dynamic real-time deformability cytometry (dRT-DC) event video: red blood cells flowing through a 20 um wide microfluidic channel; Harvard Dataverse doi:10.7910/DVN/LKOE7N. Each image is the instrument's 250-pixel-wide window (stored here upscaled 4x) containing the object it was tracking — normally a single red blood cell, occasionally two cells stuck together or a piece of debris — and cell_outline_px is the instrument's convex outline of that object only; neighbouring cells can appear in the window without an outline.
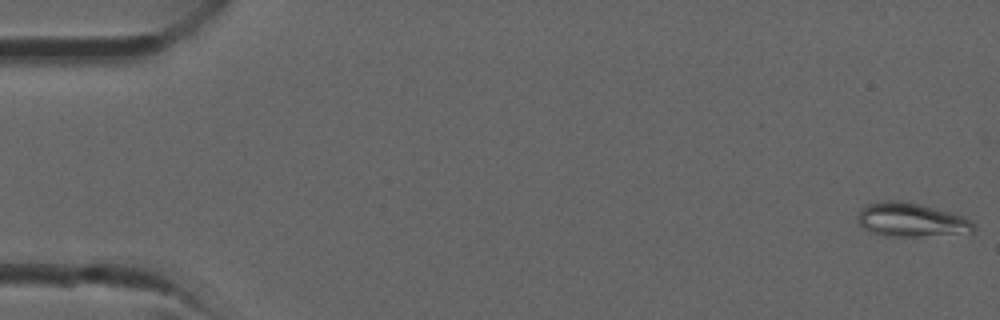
{"species": "common noctule bat (a hibernating species)", "species_latin": "Nyctalus noctula", "temperature_condition": "room temperature", "stored_images_in_passage": 36, "camera_frame_rate_fps": 3000, "um_per_image_px": 0.085, "animal": {"sex": "male", "forearm_length_mm": 52.5}, "frame": {"image": 1, "passage_image": 1, "time_ms": 0.0, "image_size_px": [1000, 320], "cell_outline_px": [[976, 228], [972, 232], [920, 236], [884, 236], [868, 232], [860, 224], [856, 216], [860, 208], [868, 204], [884, 200], [908, 200], [952, 212], [964, 216], [972, 220], [976, 224]], "centroid_in_image_um": [77.45, 18.66], "position_along_channel_um": 7.6, "area_um2": 23.41}}
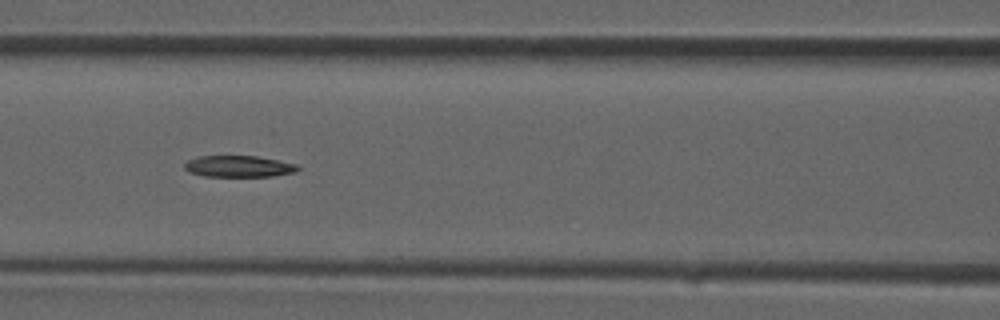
{"frame": {"image": 2, "passage_image": 16, "time_ms": 5.0, "image_size_px": [1000, 320], "cell_outline_px": [[300, 168], [296, 172], [272, 176], [204, 176], [188, 172], [184, 168], [184, 164], [188, 160], [196, 156], [256, 156], [296, 164]], "centroid_in_image_um": [20.26, 14.14], "position_along_channel_um": 146.3, "area_um2": 14.1}}
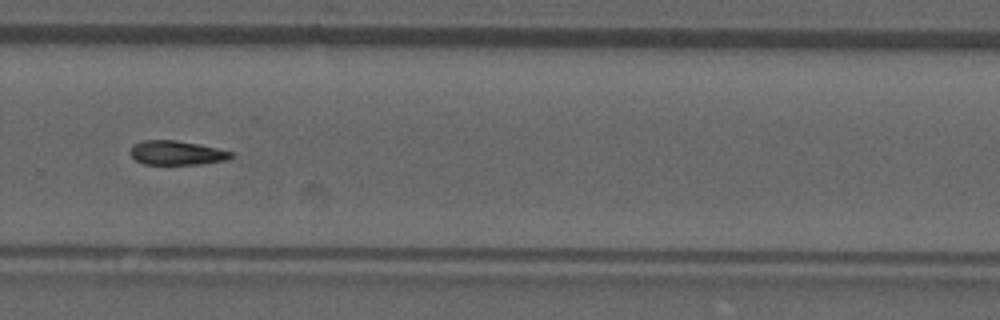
{"frame": {"image": 3, "passage_image": 25, "time_ms": 8.0, "image_size_px": [1000, 320], "cell_outline_px": [[232, 156], [228, 160], [200, 164], [144, 164], [136, 160], [128, 152], [132, 144], [140, 140], [176, 140], [216, 148], [232, 152]], "centroid_in_image_um": [14.95, 12.99], "position_along_channel_um": 314.8, "area_um2": 14.22}}